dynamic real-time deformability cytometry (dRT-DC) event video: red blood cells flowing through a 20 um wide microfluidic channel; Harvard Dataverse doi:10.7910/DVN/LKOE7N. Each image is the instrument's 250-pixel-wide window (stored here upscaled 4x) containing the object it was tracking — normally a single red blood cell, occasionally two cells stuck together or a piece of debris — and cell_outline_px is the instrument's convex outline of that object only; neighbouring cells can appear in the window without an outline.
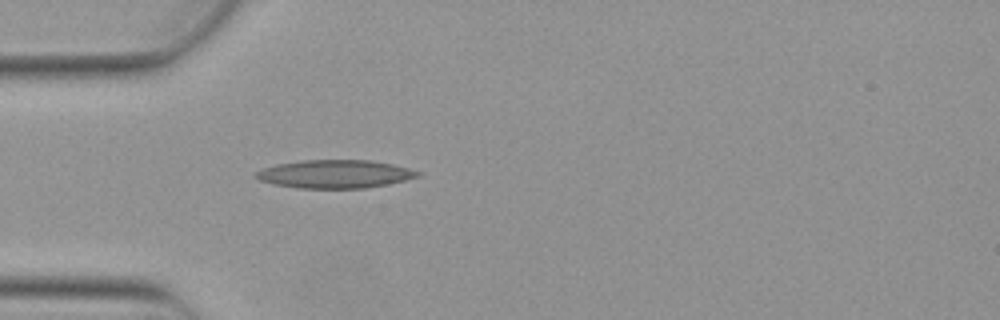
{"species": "Egyptian fruit bat (a non-hibernating species)", "species_latin": "Rousettus aegyptiacus", "temperature_condition": "warm", "stored_images_in_passage": 3, "camera_frame_rate_fps": 3000, "um_per_image_px": 0.085, "animal": {"sex": "female"}, "frame": {"image": 1, "passage_image": 3, "time_ms": 0.667, "image_size_px": [1000, 320], "cell_outline_px": [[420, 176], [388, 184], [364, 188], [300, 188], [272, 184], [260, 180], [252, 176], [256, 172], [264, 168], [276, 164], [304, 160], [368, 160], [392, 164], [408, 168], [420, 172]], "centroid_in_image_um": [28.44, 14.79], "position_along_channel_um": 56.6, "area_um2": 26.47}}